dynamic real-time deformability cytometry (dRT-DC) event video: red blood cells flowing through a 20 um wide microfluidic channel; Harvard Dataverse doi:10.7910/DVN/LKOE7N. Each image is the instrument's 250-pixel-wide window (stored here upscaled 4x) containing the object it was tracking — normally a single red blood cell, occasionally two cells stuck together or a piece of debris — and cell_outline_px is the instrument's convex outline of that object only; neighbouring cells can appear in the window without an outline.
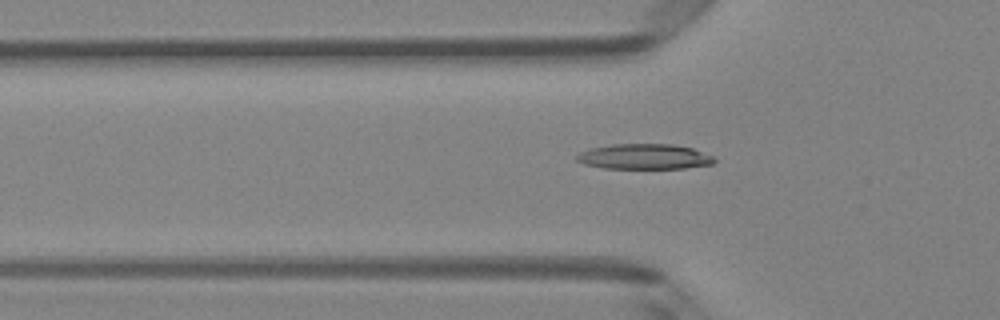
{"species": "Egyptian fruit bat (a non-hibernating species)", "species_latin": "Rousettus aegyptiacus", "temperature_condition": "room temperature", "stored_images_in_passage": 45, "camera_frame_rate_fps": 3000, "um_per_image_px": 0.085, "animal": {"sex": "female"}, "frame": {"image": 1, "passage_image": 17, "time_ms": 5.333, "image_size_px": [1000, 320], "cell_outline_px": [[716, 160], [712, 164], [684, 168], [604, 168], [584, 164], [576, 160], [576, 156], [580, 152], [588, 148], [612, 144], [672, 144], [692, 148], [712, 156]], "centroid_in_image_um": [54.73, 13.31], "position_along_channel_um": 71.1, "area_um2": 20.23}}
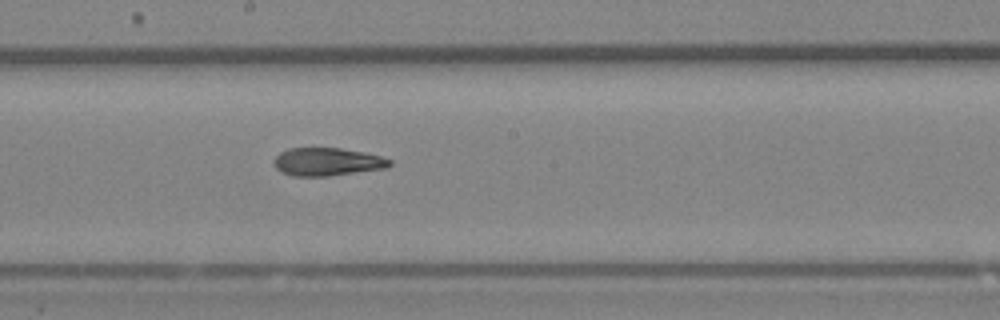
{"frame": {"image": 2, "passage_image": 28, "time_ms": 9.0, "image_size_px": [1000, 320], "cell_outline_px": [[392, 164], [388, 168], [328, 176], [292, 176], [280, 172], [272, 164], [272, 160], [280, 152], [288, 148], [340, 148], [364, 152], [380, 156], [392, 160]], "centroid_in_image_um": [27.79, 13.76], "position_along_channel_um": 220.4, "area_um2": 19.13}}
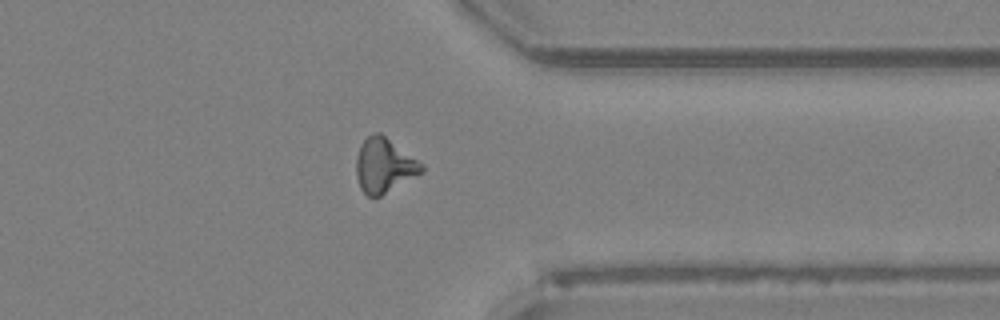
{"frame": {"image": 3, "passage_image": 40, "time_ms": 13.0, "image_size_px": [1000, 320], "cell_outline_px": [[424, 172], [380, 196], [368, 196], [360, 188], [356, 176], [356, 156], [360, 144], [368, 136], [376, 132], [380, 132], [424, 164]], "centroid_in_image_um": [32.65, 14.06], "position_along_channel_um": 378.7, "area_um2": 20.81}}